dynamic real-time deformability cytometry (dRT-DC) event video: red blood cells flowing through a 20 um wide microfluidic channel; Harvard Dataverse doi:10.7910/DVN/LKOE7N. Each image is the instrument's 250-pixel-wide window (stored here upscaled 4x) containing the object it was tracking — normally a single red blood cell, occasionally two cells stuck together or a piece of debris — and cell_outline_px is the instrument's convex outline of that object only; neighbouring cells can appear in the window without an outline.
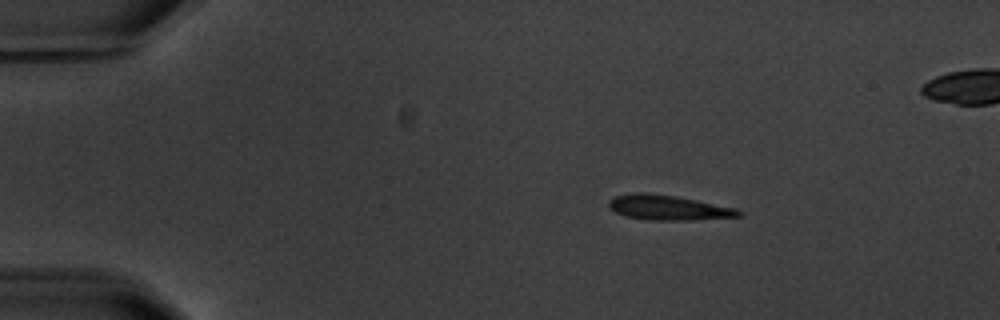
{"species": "common noctule bat (a hibernating species)", "species_latin": "Nyctalus noctula", "temperature_condition": "warm", "stored_images_in_passage": 4, "camera_frame_rate_fps": 3000, "um_per_image_px": 0.085, "animal": {"sex": "male", "body_mass_g": 20.1, "forearm_length_mm": 53.5}, "frame": {"image": 1, "passage_image": 1, "time_ms": 0.0, "image_size_px": [1000, 320], "cell_outline_px": [[744, 216], [692, 220], [652, 220], [624, 216], [616, 212], [608, 204], [608, 200], [616, 196], [636, 192], [644, 192], [676, 196], [736, 208], [744, 212]], "centroid_in_image_um": [56.84, 17.65], "position_along_channel_um": 28.2, "area_um2": 18.84}}